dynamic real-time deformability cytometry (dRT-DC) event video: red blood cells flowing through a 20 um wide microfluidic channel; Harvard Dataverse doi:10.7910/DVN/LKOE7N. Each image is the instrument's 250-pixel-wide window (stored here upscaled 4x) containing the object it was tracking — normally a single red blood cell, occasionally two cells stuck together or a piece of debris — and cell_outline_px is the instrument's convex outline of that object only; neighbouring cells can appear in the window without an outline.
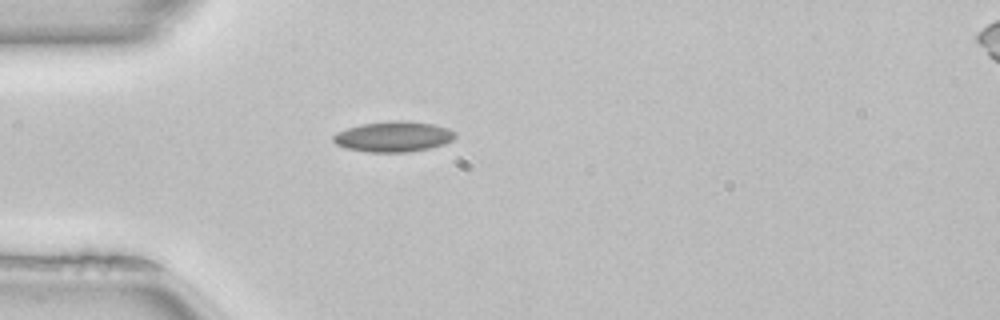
{"species": "common noctule bat (a hibernating species)", "species_latin": "Nyctalus noctula", "temperature_condition": "room temperature", "stored_images_in_passage": 37, "camera_frame_rate_fps": 3000, "um_per_image_px": 0.085, "animal": {"sex": "female", "body_mass_g": 22.7, "forearm_length_mm": 54.2}, "frame": {"image": 1, "passage_image": 1, "time_ms": 0.0, "image_size_px": [1000, 320], "cell_outline_px": [[456, 136], [452, 140], [444, 144], [428, 148], [408, 152], [368, 152], [348, 148], [336, 144], [332, 140], [332, 136], [336, 132], [348, 128], [364, 124], [392, 120], [404, 120], [432, 124], [448, 128], [456, 132]], "centroid_in_image_um": [33.45, 11.61], "position_along_channel_um": 51.5, "area_um2": 21.56}}
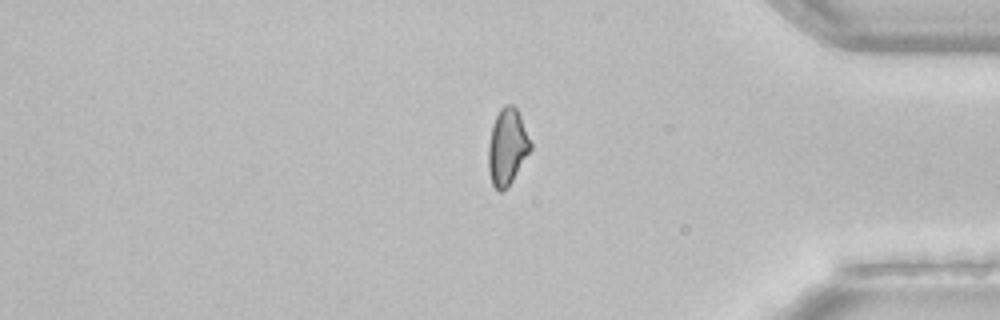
{"frame": {"image": 2, "passage_image": 29, "time_ms": 9.333, "image_size_px": [1000, 320], "cell_outline_px": [[532, 148], [508, 188], [504, 192], [496, 192], [492, 184], [488, 172], [488, 144], [492, 124], [500, 108], [504, 104], [512, 104], [516, 108], [520, 116], [532, 144]], "centroid_in_image_um": [43.09, 12.53], "position_along_channel_um": 392.1, "area_um2": 19.07}}
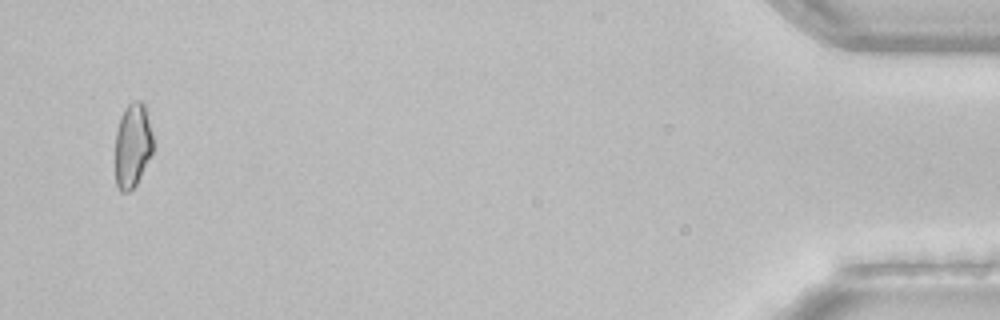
{"frame": {"image": 3, "passage_image": 36, "time_ms": 11.667, "image_size_px": [1000, 320], "cell_outline_px": [[152, 152], [136, 184], [128, 192], [120, 192], [116, 184], [116, 132], [120, 116], [124, 108], [132, 100], [140, 100], [144, 104], [152, 136]], "centroid_in_image_um": [11.24, 12.34], "position_along_channel_um": 424.0, "area_um2": 18.32}, "authors_computed_cell_mechanics": {"area_um2": 19.074, "velocity_mm_per_s": 4.0281, "shape_relaxation_time_tau1_ms": null, "shape_relaxation_time_tau2_ms": 4.2608, "deformation_change_tau1": null, "deformation_change_tau2": 0.0848}}